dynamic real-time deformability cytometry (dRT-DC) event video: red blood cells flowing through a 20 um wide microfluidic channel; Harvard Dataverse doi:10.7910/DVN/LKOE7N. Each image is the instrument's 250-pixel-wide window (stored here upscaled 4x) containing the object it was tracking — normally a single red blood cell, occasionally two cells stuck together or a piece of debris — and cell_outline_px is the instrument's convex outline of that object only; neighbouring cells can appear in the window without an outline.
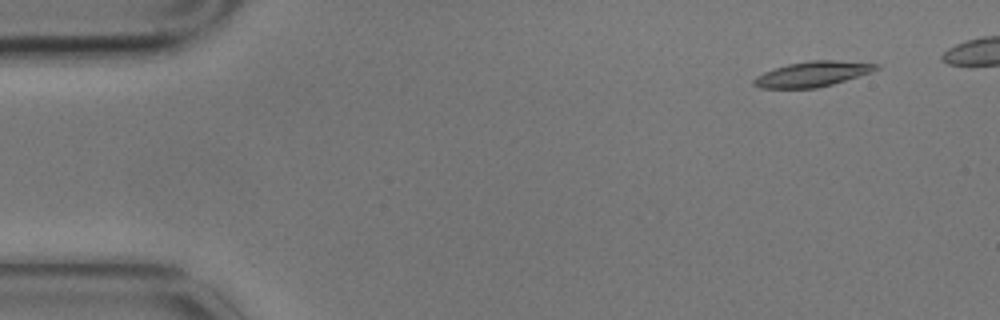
{"species": "common noctule bat (a hibernating species)", "species_latin": "Nyctalus noctula", "temperature_condition": "cold", "stored_images_in_passage": 7, "camera_frame_rate_fps": 3000, "um_per_image_px": 0.085, "animal": {"sex": "male", "body_mass_g": 17.9}, "frame": {"image": 1, "passage_image": 2, "time_ms": 0.333, "image_size_px": [1000, 320], "cell_outline_px": [[880, 68], [872, 72], [832, 84], [816, 88], [760, 88], [752, 84], [752, 80], [756, 76], [764, 72], [788, 64], [808, 60], [836, 60], [880, 64]], "centroid_in_image_um": [69.06, 6.29], "position_along_channel_um": 15.9, "area_um2": 17.98}}